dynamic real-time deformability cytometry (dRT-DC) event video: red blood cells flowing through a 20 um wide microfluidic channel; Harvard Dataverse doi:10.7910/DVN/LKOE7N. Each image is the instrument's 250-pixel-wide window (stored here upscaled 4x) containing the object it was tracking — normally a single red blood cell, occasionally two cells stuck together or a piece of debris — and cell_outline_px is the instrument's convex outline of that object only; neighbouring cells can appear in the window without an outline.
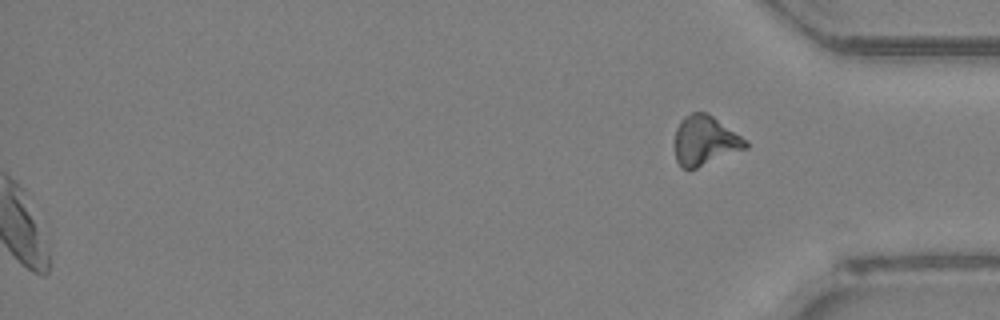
{"species": "Egyptian fruit bat (a non-hibernating species)", "species_latin": "Rousettus aegyptiacus", "temperature_condition": "room temperature", "stored_images_in_passage": 49, "segment_of_instrument_passage": [2, 2], "camera_frame_rate_fps": 3000, "um_per_image_px": 0.085, "animal": {"sex": "female"}, "frame": {"image": 1, "passage_image": 49, "time_ms": 16.0, "image_size_px": [1000, 320], "cell_outline_px": [[748, 148], [696, 168], [680, 168], [676, 160], [676, 128], [680, 120], [684, 116], [692, 112], [708, 112], [748, 140]], "centroid_in_image_um": [59.95, 11.93], "position_along_channel_um": 375.2, "area_um2": 20.58}}